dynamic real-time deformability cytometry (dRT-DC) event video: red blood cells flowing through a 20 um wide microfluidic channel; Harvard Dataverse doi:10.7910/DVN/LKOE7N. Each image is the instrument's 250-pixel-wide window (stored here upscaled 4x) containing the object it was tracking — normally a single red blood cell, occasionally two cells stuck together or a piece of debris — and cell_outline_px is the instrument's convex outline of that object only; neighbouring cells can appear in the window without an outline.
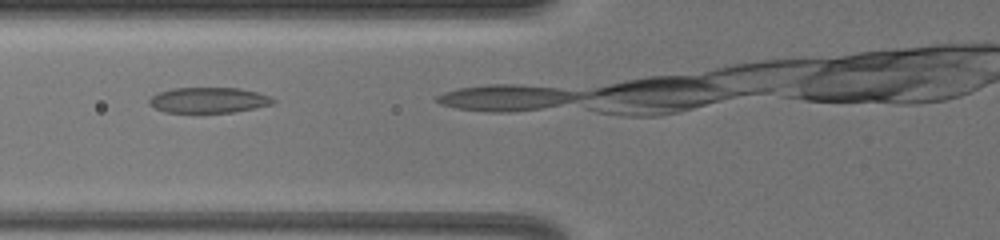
{"species": "common noctule bat (a hibernating species)", "species_latin": "Nyctalus noctula", "temperature_condition": "warm", "stored_images_in_passage": 5, "camera_frame_rate_fps": 3000, "um_per_image_px": 0.085, "animal": {"sex": "female", "body_mass_g": 19.5, "forearm_length_mm": 54.1}, "frame": {"image": 1, "passage_image": 4, "time_ms": 0.667, "image_size_px": [1000, 240], "cell_outline_px": [[276, 100], [272, 104], [256, 108], [232, 112], [196, 116], [164, 112], [148, 104], [148, 100], [156, 92], [172, 88], [240, 88], [256, 92], [268, 96]], "centroid_in_image_um": [17.65, 8.56], "position_along_channel_um": 108.2, "area_um2": 19.36}}